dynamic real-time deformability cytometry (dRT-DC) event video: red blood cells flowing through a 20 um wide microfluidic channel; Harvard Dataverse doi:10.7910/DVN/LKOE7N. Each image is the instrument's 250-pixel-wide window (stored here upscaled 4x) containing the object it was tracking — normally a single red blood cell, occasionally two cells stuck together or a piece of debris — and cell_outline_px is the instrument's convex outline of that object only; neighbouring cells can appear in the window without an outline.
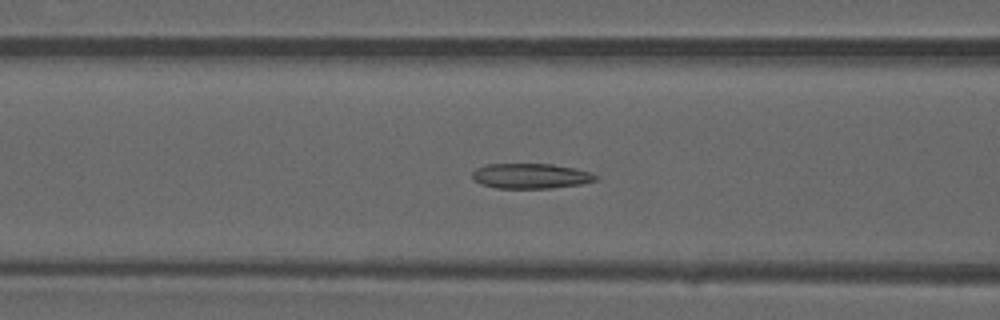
{"species": "common noctule bat (a hibernating species)", "species_latin": "Nyctalus noctula", "temperature_condition": "warm", "stored_images_in_passage": 52, "camera_frame_rate_fps": 3000, "um_per_image_px": 0.085, "animal": {"sex": "male", "forearm_length_mm": 52.5}, "frame": {"image": 1, "passage_image": 21, "time_ms": 6.667, "image_size_px": [1000, 320], "cell_outline_px": [[600, 176], [596, 180], [580, 184], [552, 188], [496, 188], [480, 184], [472, 180], [472, 172], [476, 168], [484, 164], [552, 164], [576, 168]], "centroid_in_image_um": [45.07, 14.96], "position_along_channel_um": 121.5, "area_um2": 18.21}}
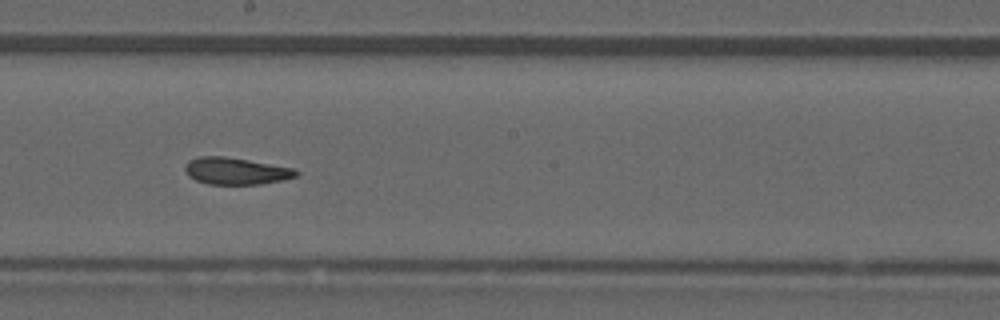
{"frame": {"image": 2, "passage_image": 29, "time_ms": 9.333, "image_size_px": [1000, 320], "cell_outline_px": [[300, 172], [296, 176], [284, 180], [260, 184], [208, 184], [196, 180], [188, 176], [184, 168], [188, 160], [200, 156], [224, 156], [296, 168]], "centroid_in_image_um": [20.07, 14.53], "position_along_channel_um": 228.1, "area_um2": 17.51}}
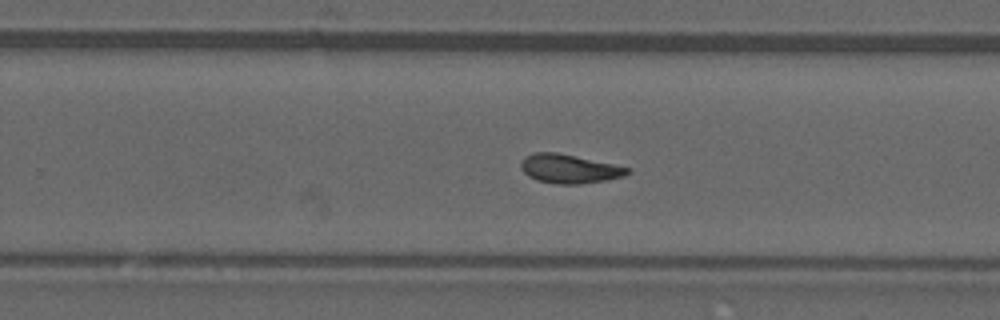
{"frame": {"image": 3, "passage_image": 33, "time_ms": 10.667, "image_size_px": [1000, 320], "cell_outline_px": [[632, 172], [624, 176], [608, 180], [580, 184], [556, 184], [536, 180], [528, 176], [520, 168], [520, 164], [524, 156], [532, 152], [556, 152], [632, 168]], "centroid_in_image_um": [48.39, 14.35], "position_along_channel_um": 281.4, "area_um2": 18.15}, "authors_computed_cell_mechanics": {"area_um2": 18.0914, "velocity_mm_per_s": 4.0063, "shape_relaxation_time_tau1_ms": null, "shape_relaxation_time_tau2_ms": 2.5864, "deformation_change_tau1": null, "deformation_change_tau2": 0.0861}}